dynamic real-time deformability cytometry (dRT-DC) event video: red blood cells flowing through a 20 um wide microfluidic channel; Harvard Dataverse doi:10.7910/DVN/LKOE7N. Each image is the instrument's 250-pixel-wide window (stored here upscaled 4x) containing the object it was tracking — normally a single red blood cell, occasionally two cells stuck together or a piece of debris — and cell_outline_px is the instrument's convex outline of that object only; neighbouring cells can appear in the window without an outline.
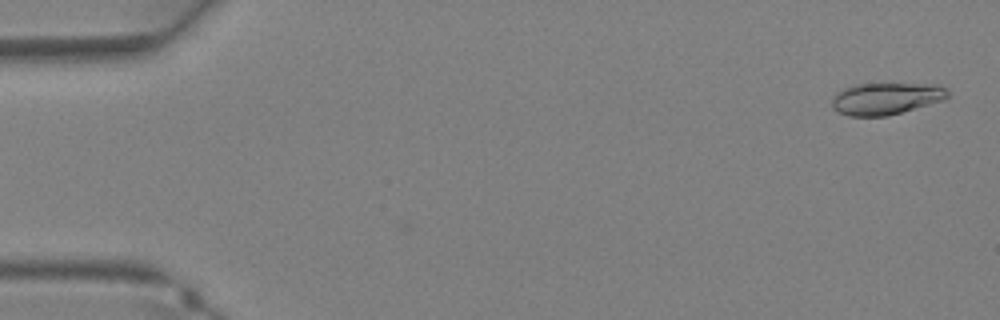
{"species": "Egyptian fruit bat (a non-hibernating species)", "species_latin": "Rousettus aegyptiacus", "temperature_condition": "warm", "stored_images_in_passage": 3, "camera_frame_rate_fps": 3000, "um_per_image_px": 0.085, "animal": {"sex": "female"}, "frame": {"image": 1, "passage_image": 3, "time_ms": 0.667, "image_size_px": [1000, 320], "cell_outline_px": [[948, 96], [944, 100], [888, 116], [848, 116], [832, 108], [832, 100], [836, 92], [844, 88], [856, 84], [940, 84], [948, 92]], "centroid_in_image_um": [75.3, 8.38], "position_along_channel_um": 9.7, "area_um2": 21.5}}